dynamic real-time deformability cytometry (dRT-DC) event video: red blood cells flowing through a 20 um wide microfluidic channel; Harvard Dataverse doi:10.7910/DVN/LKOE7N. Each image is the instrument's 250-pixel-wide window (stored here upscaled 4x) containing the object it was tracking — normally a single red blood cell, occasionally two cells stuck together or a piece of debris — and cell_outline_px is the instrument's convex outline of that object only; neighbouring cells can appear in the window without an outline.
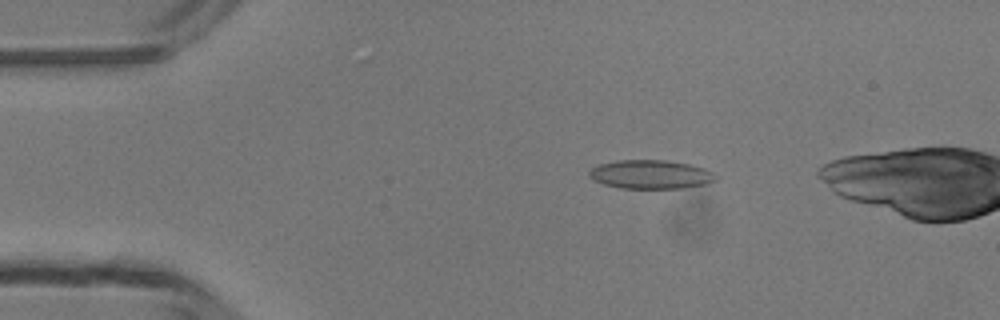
{"species": "common noctule bat (a hibernating species)", "species_latin": "Nyctalus noctula", "temperature_condition": "room temperature", "stored_images_in_passage": 45, "camera_frame_rate_fps": 3000, "um_per_image_px": 0.085, "animal": {"sex": "male", "body_mass_g": 13.3}, "frame": {"image": 1, "passage_image": 9, "time_ms": 2.667, "image_size_px": [1000, 320], "cell_outline_px": [[720, 176], [716, 180], [708, 184], [684, 188], [620, 188], [604, 184], [592, 180], [588, 176], [588, 172], [592, 168], [600, 164], [620, 160], [668, 160], [688, 164], [704, 168]], "centroid_in_image_um": [55.34, 14.83], "position_along_channel_um": 29.7, "area_um2": 21.39}}
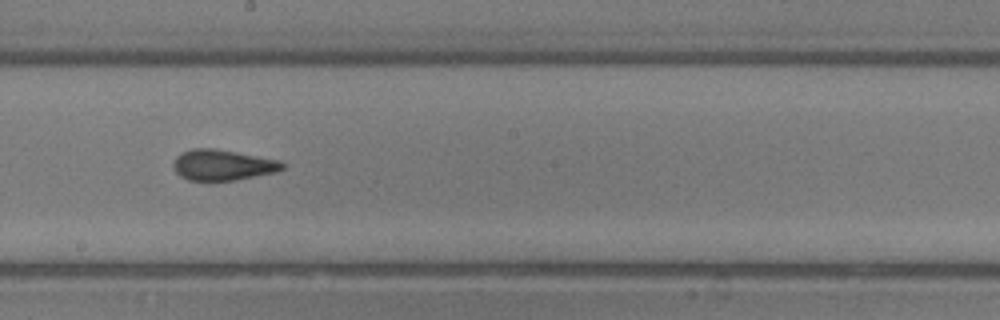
{"frame": {"image": 2, "passage_image": 27, "time_ms": 8.667, "image_size_px": [1000, 320], "cell_outline_px": [[284, 168], [276, 172], [236, 180], [208, 184], [188, 180], [180, 176], [172, 168], [172, 164], [176, 156], [192, 148], [216, 148], [280, 160], [284, 164]], "centroid_in_image_um": [18.88, 14.06], "position_along_channel_um": 229.3, "area_um2": 20.29}}
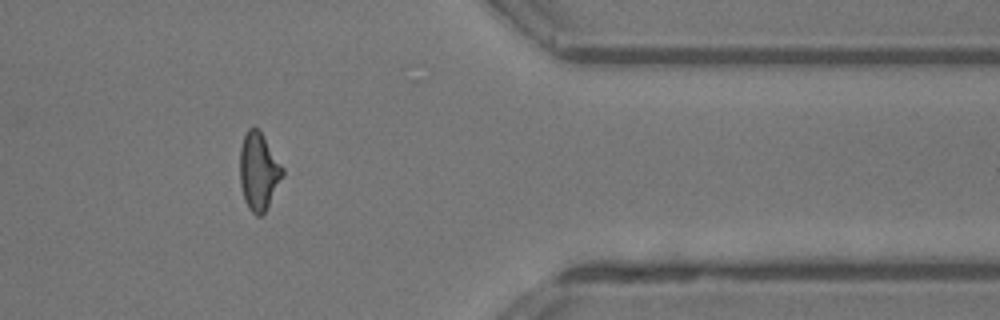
{"frame": {"image": 3, "passage_image": 40, "time_ms": 13.0, "image_size_px": [1000, 320], "cell_outline_px": [[284, 176], [264, 212], [260, 216], [256, 216], [248, 208], [244, 200], [240, 184], [240, 148], [244, 136], [248, 128], [260, 128], [284, 168]], "centroid_in_image_um": [22.0, 14.54], "position_along_channel_um": 389.4, "area_um2": 19.48}, "authors_computed_cell_mechanics": {"area_um2": 19.9988, "velocity_mm_per_s": 4.2006, "shape_relaxation_time_tau1_ms": null, "shape_relaxation_time_tau2_ms": 1.4402, "deformation_change_tau1": null, "deformation_change_tau2": 0.1039}}